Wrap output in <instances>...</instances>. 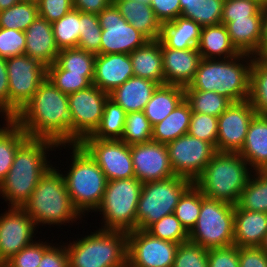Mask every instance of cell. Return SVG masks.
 I'll return each mask as SVG.
<instances>
[{
    "label": "cell",
    "instance_id": "cell-48",
    "mask_svg": "<svg viewBox=\"0 0 267 267\" xmlns=\"http://www.w3.org/2000/svg\"><path fill=\"white\" fill-rule=\"evenodd\" d=\"M188 134L209 142L216 148L218 117L192 112Z\"/></svg>",
    "mask_w": 267,
    "mask_h": 267
},
{
    "label": "cell",
    "instance_id": "cell-46",
    "mask_svg": "<svg viewBox=\"0 0 267 267\" xmlns=\"http://www.w3.org/2000/svg\"><path fill=\"white\" fill-rule=\"evenodd\" d=\"M146 231L156 238L176 244L189 241V233L174 213L166 215L158 222L153 223Z\"/></svg>",
    "mask_w": 267,
    "mask_h": 267
},
{
    "label": "cell",
    "instance_id": "cell-51",
    "mask_svg": "<svg viewBox=\"0 0 267 267\" xmlns=\"http://www.w3.org/2000/svg\"><path fill=\"white\" fill-rule=\"evenodd\" d=\"M261 8L257 2L252 0H224L222 22L248 19L254 16Z\"/></svg>",
    "mask_w": 267,
    "mask_h": 267
},
{
    "label": "cell",
    "instance_id": "cell-7",
    "mask_svg": "<svg viewBox=\"0 0 267 267\" xmlns=\"http://www.w3.org/2000/svg\"><path fill=\"white\" fill-rule=\"evenodd\" d=\"M69 267H125L127 232L97 229L65 243Z\"/></svg>",
    "mask_w": 267,
    "mask_h": 267
},
{
    "label": "cell",
    "instance_id": "cell-33",
    "mask_svg": "<svg viewBox=\"0 0 267 267\" xmlns=\"http://www.w3.org/2000/svg\"><path fill=\"white\" fill-rule=\"evenodd\" d=\"M5 125V126H4ZM0 183L9 172L15 153L29 138L13 119H5L3 127L0 125Z\"/></svg>",
    "mask_w": 267,
    "mask_h": 267
},
{
    "label": "cell",
    "instance_id": "cell-21",
    "mask_svg": "<svg viewBox=\"0 0 267 267\" xmlns=\"http://www.w3.org/2000/svg\"><path fill=\"white\" fill-rule=\"evenodd\" d=\"M133 75L129 54H96L93 85L108 94Z\"/></svg>",
    "mask_w": 267,
    "mask_h": 267
},
{
    "label": "cell",
    "instance_id": "cell-49",
    "mask_svg": "<svg viewBox=\"0 0 267 267\" xmlns=\"http://www.w3.org/2000/svg\"><path fill=\"white\" fill-rule=\"evenodd\" d=\"M48 241L37 240L10 258L6 263L10 267H38L43 257L44 251L51 245Z\"/></svg>",
    "mask_w": 267,
    "mask_h": 267
},
{
    "label": "cell",
    "instance_id": "cell-41",
    "mask_svg": "<svg viewBox=\"0 0 267 267\" xmlns=\"http://www.w3.org/2000/svg\"><path fill=\"white\" fill-rule=\"evenodd\" d=\"M53 34L59 50L77 48L80 37V11L72 9L60 20L52 23Z\"/></svg>",
    "mask_w": 267,
    "mask_h": 267
},
{
    "label": "cell",
    "instance_id": "cell-50",
    "mask_svg": "<svg viewBox=\"0 0 267 267\" xmlns=\"http://www.w3.org/2000/svg\"><path fill=\"white\" fill-rule=\"evenodd\" d=\"M23 31L0 27V57L9 58L23 55L26 46Z\"/></svg>",
    "mask_w": 267,
    "mask_h": 267
},
{
    "label": "cell",
    "instance_id": "cell-18",
    "mask_svg": "<svg viewBox=\"0 0 267 267\" xmlns=\"http://www.w3.org/2000/svg\"><path fill=\"white\" fill-rule=\"evenodd\" d=\"M256 115L249 100L232 102L218 117L216 151L239 153L243 147L249 124Z\"/></svg>",
    "mask_w": 267,
    "mask_h": 267
},
{
    "label": "cell",
    "instance_id": "cell-30",
    "mask_svg": "<svg viewBox=\"0 0 267 267\" xmlns=\"http://www.w3.org/2000/svg\"><path fill=\"white\" fill-rule=\"evenodd\" d=\"M197 49L202 59H227L240 54L223 23L202 27Z\"/></svg>",
    "mask_w": 267,
    "mask_h": 267
},
{
    "label": "cell",
    "instance_id": "cell-2",
    "mask_svg": "<svg viewBox=\"0 0 267 267\" xmlns=\"http://www.w3.org/2000/svg\"><path fill=\"white\" fill-rule=\"evenodd\" d=\"M62 147L66 149L65 144L57 145L49 139L28 138L18 148L9 172L0 183V195L9 207L24 205L40 178L53 166L47 154Z\"/></svg>",
    "mask_w": 267,
    "mask_h": 267
},
{
    "label": "cell",
    "instance_id": "cell-34",
    "mask_svg": "<svg viewBox=\"0 0 267 267\" xmlns=\"http://www.w3.org/2000/svg\"><path fill=\"white\" fill-rule=\"evenodd\" d=\"M224 0H180V16L201 27L222 22Z\"/></svg>",
    "mask_w": 267,
    "mask_h": 267
},
{
    "label": "cell",
    "instance_id": "cell-56",
    "mask_svg": "<svg viewBox=\"0 0 267 267\" xmlns=\"http://www.w3.org/2000/svg\"><path fill=\"white\" fill-rule=\"evenodd\" d=\"M239 267H267V254L260 247H239Z\"/></svg>",
    "mask_w": 267,
    "mask_h": 267
},
{
    "label": "cell",
    "instance_id": "cell-5",
    "mask_svg": "<svg viewBox=\"0 0 267 267\" xmlns=\"http://www.w3.org/2000/svg\"><path fill=\"white\" fill-rule=\"evenodd\" d=\"M248 166L239 153L217 151L194 184L205 197L235 206L253 174Z\"/></svg>",
    "mask_w": 267,
    "mask_h": 267
},
{
    "label": "cell",
    "instance_id": "cell-10",
    "mask_svg": "<svg viewBox=\"0 0 267 267\" xmlns=\"http://www.w3.org/2000/svg\"><path fill=\"white\" fill-rule=\"evenodd\" d=\"M192 184L180 176L143 183L137 205L136 229L147 230L164 216L174 213L179 199Z\"/></svg>",
    "mask_w": 267,
    "mask_h": 267
},
{
    "label": "cell",
    "instance_id": "cell-38",
    "mask_svg": "<svg viewBox=\"0 0 267 267\" xmlns=\"http://www.w3.org/2000/svg\"><path fill=\"white\" fill-rule=\"evenodd\" d=\"M192 112L219 117L231 104L227 97L213 91L184 90Z\"/></svg>",
    "mask_w": 267,
    "mask_h": 267
},
{
    "label": "cell",
    "instance_id": "cell-24",
    "mask_svg": "<svg viewBox=\"0 0 267 267\" xmlns=\"http://www.w3.org/2000/svg\"><path fill=\"white\" fill-rule=\"evenodd\" d=\"M267 233V213L240 209L234 210V245L259 247Z\"/></svg>",
    "mask_w": 267,
    "mask_h": 267
},
{
    "label": "cell",
    "instance_id": "cell-32",
    "mask_svg": "<svg viewBox=\"0 0 267 267\" xmlns=\"http://www.w3.org/2000/svg\"><path fill=\"white\" fill-rule=\"evenodd\" d=\"M191 115V107L184 99L164 120L153 126L152 141L167 144L188 134Z\"/></svg>",
    "mask_w": 267,
    "mask_h": 267
},
{
    "label": "cell",
    "instance_id": "cell-29",
    "mask_svg": "<svg viewBox=\"0 0 267 267\" xmlns=\"http://www.w3.org/2000/svg\"><path fill=\"white\" fill-rule=\"evenodd\" d=\"M202 27L191 19L179 16L173 21L162 24L159 41L168 48H197Z\"/></svg>",
    "mask_w": 267,
    "mask_h": 267
},
{
    "label": "cell",
    "instance_id": "cell-55",
    "mask_svg": "<svg viewBox=\"0 0 267 267\" xmlns=\"http://www.w3.org/2000/svg\"><path fill=\"white\" fill-rule=\"evenodd\" d=\"M62 245L51 244L43 254L38 267H69L68 253L65 243Z\"/></svg>",
    "mask_w": 267,
    "mask_h": 267
},
{
    "label": "cell",
    "instance_id": "cell-35",
    "mask_svg": "<svg viewBox=\"0 0 267 267\" xmlns=\"http://www.w3.org/2000/svg\"><path fill=\"white\" fill-rule=\"evenodd\" d=\"M237 206L240 209L267 213V170L253 171Z\"/></svg>",
    "mask_w": 267,
    "mask_h": 267
},
{
    "label": "cell",
    "instance_id": "cell-28",
    "mask_svg": "<svg viewBox=\"0 0 267 267\" xmlns=\"http://www.w3.org/2000/svg\"><path fill=\"white\" fill-rule=\"evenodd\" d=\"M129 55L134 76L165 85L161 42L159 40L148 41L143 47L135 49Z\"/></svg>",
    "mask_w": 267,
    "mask_h": 267
},
{
    "label": "cell",
    "instance_id": "cell-23",
    "mask_svg": "<svg viewBox=\"0 0 267 267\" xmlns=\"http://www.w3.org/2000/svg\"><path fill=\"white\" fill-rule=\"evenodd\" d=\"M264 8L248 19L221 22L226 26L233 46L239 53L256 56L260 52Z\"/></svg>",
    "mask_w": 267,
    "mask_h": 267
},
{
    "label": "cell",
    "instance_id": "cell-25",
    "mask_svg": "<svg viewBox=\"0 0 267 267\" xmlns=\"http://www.w3.org/2000/svg\"><path fill=\"white\" fill-rule=\"evenodd\" d=\"M158 83L132 76L109 93V98L121 106L126 113L143 111Z\"/></svg>",
    "mask_w": 267,
    "mask_h": 267
},
{
    "label": "cell",
    "instance_id": "cell-20",
    "mask_svg": "<svg viewBox=\"0 0 267 267\" xmlns=\"http://www.w3.org/2000/svg\"><path fill=\"white\" fill-rule=\"evenodd\" d=\"M161 51L165 84L187 87L202 59L198 49H173L161 43Z\"/></svg>",
    "mask_w": 267,
    "mask_h": 267
},
{
    "label": "cell",
    "instance_id": "cell-39",
    "mask_svg": "<svg viewBox=\"0 0 267 267\" xmlns=\"http://www.w3.org/2000/svg\"><path fill=\"white\" fill-rule=\"evenodd\" d=\"M249 102L258 115H267V63L253 56Z\"/></svg>",
    "mask_w": 267,
    "mask_h": 267
},
{
    "label": "cell",
    "instance_id": "cell-43",
    "mask_svg": "<svg viewBox=\"0 0 267 267\" xmlns=\"http://www.w3.org/2000/svg\"><path fill=\"white\" fill-rule=\"evenodd\" d=\"M152 128L143 111L127 113L121 141L129 146L149 142L152 140Z\"/></svg>",
    "mask_w": 267,
    "mask_h": 267
},
{
    "label": "cell",
    "instance_id": "cell-42",
    "mask_svg": "<svg viewBox=\"0 0 267 267\" xmlns=\"http://www.w3.org/2000/svg\"><path fill=\"white\" fill-rule=\"evenodd\" d=\"M201 210V190L193 183L181 196L174 214L189 233L196 225Z\"/></svg>",
    "mask_w": 267,
    "mask_h": 267
},
{
    "label": "cell",
    "instance_id": "cell-13",
    "mask_svg": "<svg viewBox=\"0 0 267 267\" xmlns=\"http://www.w3.org/2000/svg\"><path fill=\"white\" fill-rule=\"evenodd\" d=\"M166 145L175 176L189 179L193 183L204 172L206 165L217 152L209 142L189 134L182 135Z\"/></svg>",
    "mask_w": 267,
    "mask_h": 267
},
{
    "label": "cell",
    "instance_id": "cell-58",
    "mask_svg": "<svg viewBox=\"0 0 267 267\" xmlns=\"http://www.w3.org/2000/svg\"><path fill=\"white\" fill-rule=\"evenodd\" d=\"M112 2L113 0H73V7L80 12H87L98 15Z\"/></svg>",
    "mask_w": 267,
    "mask_h": 267
},
{
    "label": "cell",
    "instance_id": "cell-47",
    "mask_svg": "<svg viewBox=\"0 0 267 267\" xmlns=\"http://www.w3.org/2000/svg\"><path fill=\"white\" fill-rule=\"evenodd\" d=\"M172 267H209L208 249L190 241L181 243Z\"/></svg>",
    "mask_w": 267,
    "mask_h": 267
},
{
    "label": "cell",
    "instance_id": "cell-60",
    "mask_svg": "<svg viewBox=\"0 0 267 267\" xmlns=\"http://www.w3.org/2000/svg\"><path fill=\"white\" fill-rule=\"evenodd\" d=\"M18 2L20 0H0V11L10 8Z\"/></svg>",
    "mask_w": 267,
    "mask_h": 267
},
{
    "label": "cell",
    "instance_id": "cell-26",
    "mask_svg": "<svg viewBox=\"0 0 267 267\" xmlns=\"http://www.w3.org/2000/svg\"><path fill=\"white\" fill-rule=\"evenodd\" d=\"M239 154L252 171L267 170V115L253 117Z\"/></svg>",
    "mask_w": 267,
    "mask_h": 267
},
{
    "label": "cell",
    "instance_id": "cell-52",
    "mask_svg": "<svg viewBox=\"0 0 267 267\" xmlns=\"http://www.w3.org/2000/svg\"><path fill=\"white\" fill-rule=\"evenodd\" d=\"M39 16L53 23L65 16L73 7V0H39Z\"/></svg>",
    "mask_w": 267,
    "mask_h": 267
},
{
    "label": "cell",
    "instance_id": "cell-44",
    "mask_svg": "<svg viewBox=\"0 0 267 267\" xmlns=\"http://www.w3.org/2000/svg\"><path fill=\"white\" fill-rule=\"evenodd\" d=\"M101 33L98 15L80 12V37L77 48L100 54Z\"/></svg>",
    "mask_w": 267,
    "mask_h": 267
},
{
    "label": "cell",
    "instance_id": "cell-65",
    "mask_svg": "<svg viewBox=\"0 0 267 267\" xmlns=\"http://www.w3.org/2000/svg\"><path fill=\"white\" fill-rule=\"evenodd\" d=\"M20 1H24V2H34V3H38L39 0H20Z\"/></svg>",
    "mask_w": 267,
    "mask_h": 267
},
{
    "label": "cell",
    "instance_id": "cell-62",
    "mask_svg": "<svg viewBox=\"0 0 267 267\" xmlns=\"http://www.w3.org/2000/svg\"><path fill=\"white\" fill-rule=\"evenodd\" d=\"M259 247L267 254V233L265 234L262 243Z\"/></svg>",
    "mask_w": 267,
    "mask_h": 267
},
{
    "label": "cell",
    "instance_id": "cell-8",
    "mask_svg": "<svg viewBox=\"0 0 267 267\" xmlns=\"http://www.w3.org/2000/svg\"><path fill=\"white\" fill-rule=\"evenodd\" d=\"M143 183L136 177L107 181L102 201L95 212L102 214L103 230H136V212Z\"/></svg>",
    "mask_w": 267,
    "mask_h": 267
},
{
    "label": "cell",
    "instance_id": "cell-14",
    "mask_svg": "<svg viewBox=\"0 0 267 267\" xmlns=\"http://www.w3.org/2000/svg\"><path fill=\"white\" fill-rule=\"evenodd\" d=\"M98 18L102 28L100 54H130L149 41L120 15L113 2Z\"/></svg>",
    "mask_w": 267,
    "mask_h": 267
},
{
    "label": "cell",
    "instance_id": "cell-63",
    "mask_svg": "<svg viewBox=\"0 0 267 267\" xmlns=\"http://www.w3.org/2000/svg\"><path fill=\"white\" fill-rule=\"evenodd\" d=\"M252 1L257 2L262 8L267 6V0H252Z\"/></svg>",
    "mask_w": 267,
    "mask_h": 267
},
{
    "label": "cell",
    "instance_id": "cell-67",
    "mask_svg": "<svg viewBox=\"0 0 267 267\" xmlns=\"http://www.w3.org/2000/svg\"><path fill=\"white\" fill-rule=\"evenodd\" d=\"M125 267H136V266H133V265H131L128 261H126V265H125Z\"/></svg>",
    "mask_w": 267,
    "mask_h": 267
},
{
    "label": "cell",
    "instance_id": "cell-12",
    "mask_svg": "<svg viewBox=\"0 0 267 267\" xmlns=\"http://www.w3.org/2000/svg\"><path fill=\"white\" fill-rule=\"evenodd\" d=\"M109 94L96 85L68 94L70 144H79L98 127Z\"/></svg>",
    "mask_w": 267,
    "mask_h": 267
},
{
    "label": "cell",
    "instance_id": "cell-31",
    "mask_svg": "<svg viewBox=\"0 0 267 267\" xmlns=\"http://www.w3.org/2000/svg\"><path fill=\"white\" fill-rule=\"evenodd\" d=\"M185 99L184 87L159 85L143 112L152 126L164 120Z\"/></svg>",
    "mask_w": 267,
    "mask_h": 267
},
{
    "label": "cell",
    "instance_id": "cell-64",
    "mask_svg": "<svg viewBox=\"0 0 267 267\" xmlns=\"http://www.w3.org/2000/svg\"><path fill=\"white\" fill-rule=\"evenodd\" d=\"M135 1H138L140 3L150 4L151 0H135Z\"/></svg>",
    "mask_w": 267,
    "mask_h": 267
},
{
    "label": "cell",
    "instance_id": "cell-57",
    "mask_svg": "<svg viewBox=\"0 0 267 267\" xmlns=\"http://www.w3.org/2000/svg\"><path fill=\"white\" fill-rule=\"evenodd\" d=\"M0 114L9 119V81L6 59L0 57Z\"/></svg>",
    "mask_w": 267,
    "mask_h": 267
},
{
    "label": "cell",
    "instance_id": "cell-22",
    "mask_svg": "<svg viewBox=\"0 0 267 267\" xmlns=\"http://www.w3.org/2000/svg\"><path fill=\"white\" fill-rule=\"evenodd\" d=\"M24 33L25 55L38 60L46 67L56 62L60 50L55 42L52 23L38 16Z\"/></svg>",
    "mask_w": 267,
    "mask_h": 267
},
{
    "label": "cell",
    "instance_id": "cell-9",
    "mask_svg": "<svg viewBox=\"0 0 267 267\" xmlns=\"http://www.w3.org/2000/svg\"><path fill=\"white\" fill-rule=\"evenodd\" d=\"M235 206L205 197L201 192V210L189 241L206 249L234 245Z\"/></svg>",
    "mask_w": 267,
    "mask_h": 267
},
{
    "label": "cell",
    "instance_id": "cell-15",
    "mask_svg": "<svg viewBox=\"0 0 267 267\" xmlns=\"http://www.w3.org/2000/svg\"><path fill=\"white\" fill-rule=\"evenodd\" d=\"M79 144L95 160L107 181L135 177L131 146L123 141L85 137Z\"/></svg>",
    "mask_w": 267,
    "mask_h": 267
},
{
    "label": "cell",
    "instance_id": "cell-45",
    "mask_svg": "<svg viewBox=\"0 0 267 267\" xmlns=\"http://www.w3.org/2000/svg\"><path fill=\"white\" fill-rule=\"evenodd\" d=\"M47 79L65 94L77 92L92 85L83 74L69 73L56 62L47 67Z\"/></svg>",
    "mask_w": 267,
    "mask_h": 267
},
{
    "label": "cell",
    "instance_id": "cell-66",
    "mask_svg": "<svg viewBox=\"0 0 267 267\" xmlns=\"http://www.w3.org/2000/svg\"><path fill=\"white\" fill-rule=\"evenodd\" d=\"M0 267H10L7 263H0Z\"/></svg>",
    "mask_w": 267,
    "mask_h": 267
},
{
    "label": "cell",
    "instance_id": "cell-27",
    "mask_svg": "<svg viewBox=\"0 0 267 267\" xmlns=\"http://www.w3.org/2000/svg\"><path fill=\"white\" fill-rule=\"evenodd\" d=\"M120 15L149 41L159 40L162 24L150 4L135 0H113Z\"/></svg>",
    "mask_w": 267,
    "mask_h": 267
},
{
    "label": "cell",
    "instance_id": "cell-53",
    "mask_svg": "<svg viewBox=\"0 0 267 267\" xmlns=\"http://www.w3.org/2000/svg\"><path fill=\"white\" fill-rule=\"evenodd\" d=\"M209 267H239V248L236 245L208 249Z\"/></svg>",
    "mask_w": 267,
    "mask_h": 267
},
{
    "label": "cell",
    "instance_id": "cell-36",
    "mask_svg": "<svg viewBox=\"0 0 267 267\" xmlns=\"http://www.w3.org/2000/svg\"><path fill=\"white\" fill-rule=\"evenodd\" d=\"M126 114L121 106L108 98L98 127L87 137L101 140H121Z\"/></svg>",
    "mask_w": 267,
    "mask_h": 267
},
{
    "label": "cell",
    "instance_id": "cell-59",
    "mask_svg": "<svg viewBox=\"0 0 267 267\" xmlns=\"http://www.w3.org/2000/svg\"><path fill=\"white\" fill-rule=\"evenodd\" d=\"M267 45V6L264 7L260 51Z\"/></svg>",
    "mask_w": 267,
    "mask_h": 267
},
{
    "label": "cell",
    "instance_id": "cell-6",
    "mask_svg": "<svg viewBox=\"0 0 267 267\" xmlns=\"http://www.w3.org/2000/svg\"><path fill=\"white\" fill-rule=\"evenodd\" d=\"M71 148V161L64 180L68 194L80 215L98 209L106 189L107 179L95 160L80 144H65ZM92 210V211H91Z\"/></svg>",
    "mask_w": 267,
    "mask_h": 267
},
{
    "label": "cell",
    "instance_id": "cell-3",
    "mask_svg": "<svg viewBox=\"0 0 267 267\" xmlns=\"http://www.w3.org/2000/svg\"><path fill=\"white\" fill-rule=\"evenodd\" d=\"M253 56L242 54L227 59H201L192 82L184 90L213 91L232 102L249 99Z\"/></svg>",
    "mask_w": 267,
    "mask_h": 267
},
{
    "label": "cell",
    "instance_id": "cell-17",
    "mask_svg": "<svg viewBox=\"0 0 267 267\" xmlns=\"http://www.w3.org/2000/svg\"><path fill=\"white\" fill-rule=\"evenodd\" d=\"M0 214V263H6L34 242L36 224L21 207H8Z\"/></svg>",
    "mask_w": 267,
    "mask_h": 267
},
{
    "label": "cell",
    "instance_id": "cell-16",
    "mask_svg": "<svg viewBox=\"0 0 267 267\" xmlns=\"http://www.w3.org/2000/svg\"><path fill=\"white\" fill-rule=\"evenodd\" d=\"M178 246L136 229L127 232V261L136 267H172Z\"/></svg>",
    "mask_w": 267,
    "mask_h": 267
},
{
    "label": "cell",
    "instance_id": "cell-4",
    "mask_svg": "<svg viewBox=\"0 0 267 267\" xmlns=\"http://www.w3.org/2000/svg\"><path fill=\"white\" fill-rule=\"evenodd\" d=\"M55 167H50L40 178L30 198L21 207L38 228L39 225L61 227L62 224L76 223L83 217L72 204L61 170Z\"/></svg>",
    "mask_w": 267,
    "mask_h": 267
},
{
    "label": "cell",
    "instance_id": "cell-61",
    "mask_svg": "<svg viewBox=\"0 0 267 267\" xmlns=\"http://www.w3.org/2000/svg\"><path fill=\"white\" fill-rule=\"evenodd\" d=\"M262 62L267 63V45L256 55Z\"/></svg>",
    "mask_w": 267,
    "mask_h": 267
},
{
    "label": "cell",
    "instance_id": "cell-40",
    "mask_svg": "<svg viewBox=\"0 0 267 267\" xmlns=\"http://www.w3.org/2000/svg\"><path fill=\"white\" fill-rule=\"evenodd\" d=\"M38 16L37 3L20 1L0 11V27L24 32Z\"/></svg>",
    "mask_w": 267,
    "mask_h": 267
},
{
    "label": "cell",
    "instance_id": "cell-11",
    "mask_svg": "<svg viewBox=\"0 0 267 267\" xmlns=\"http://www.w3.org/2000/svg\"><path fill=\"white\" fill-rule=\"evenodd\" d=\"M9 81V119H13L47 78V67L23 54L6 58Z\"/></svg>",
    "mask_w": 267,
    "mask_h": 267
},
{
    "label": "cell",
    "instance_id": "cell-1",
    "mask_svg": "<svg viewBox=\"0 0 267 267\" xmlns=\"http://www.w3.org/2000/svg\"><path fill=\"white\" fill-rule=\"evenodd\" d=\"M13 120L29 138L49 139L57 145L70 144L68 94L47 78Z\"/></svg>",
    "mask_w": 267,
    "mask_h": 267
},
{
    "label": "cell",
    "instance_id": "cell-19",
    "mask_svg": "<svg viewBox=\"0 0 267 267\" xmlns=\"http://www.w3.org/2000/svg\"><path fill=\"white\" fill-rule=\"evenodd\" d=\"M131 156L135 177L142 183L175 176L166 144L151 140L131 145Z\"/></svg>",
    "mask_w": 267,
    "mask_h": 267
},
{
    "label": "cell",
    "instance_id": "cell-37",
    "mask_svg": "<svg viewBox=\"0 0 267 267\" xmlns=\"http://www.w3.org/2000/svg\"><path fill=\"white\" fill-rule=\"evenodd\" d=\"M96 54L79 49H61L57 55L56 63L69 73L83 74L93 83Z\"/></svg>",
    "mask_w": 267,
    "mask_h": 267
},
{
    "label": "cell",
    "instance_id": "cell-54",
    "mask_svg": "<svg viewBox=\"0 0 267 267\" xmlns=\"http://www.w3.org/2000/svg\"><path fill=\"white\" fill-rule=\"evenodd\" d=\"M150 6L161 24L180 16V0H151Z\"/></svg>",
    "mask_w": 267,
    "mask_h": 267
}]
</instances>
